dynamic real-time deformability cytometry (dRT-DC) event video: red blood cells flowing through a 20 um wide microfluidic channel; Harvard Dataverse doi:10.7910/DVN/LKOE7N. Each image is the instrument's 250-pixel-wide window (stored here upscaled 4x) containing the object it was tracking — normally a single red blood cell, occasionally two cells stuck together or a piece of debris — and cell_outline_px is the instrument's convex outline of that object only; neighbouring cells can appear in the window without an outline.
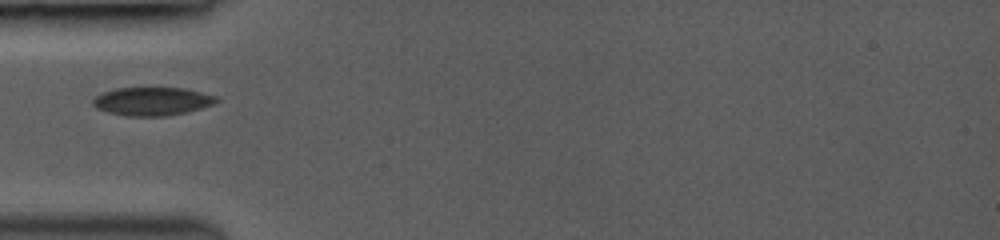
{"species": "common noctule bat (a hibernating species)", "species_latin": "Nyctalus noctula", "temperature_condition": "room temperature", "stored_images_in_passage": 29, "camera_frame_rate_fps": 3000, "um_per_image_px": 0.085, "animal": {"sex": "female", "body_mass_g": 19.0, "forearm_length_mm": 53.3}, "frame": {"image": 1, "passage_image": 1, "time_ms": 0.0, "image_size_px": [1000, 240], "cell_outline_px": [[220, 100], [216, 104], [188, 112], [168, 116], [124, 116], [108, 112], [96, 108], [92, 104], [92, 100], [96, 96], [104, 92], [116, 88], [184, 88], [216, 96]], "centroid_in_image_um": [12.96, 8.62], "position_along_channel_um": 72.0, "area_um2": 20.52}}
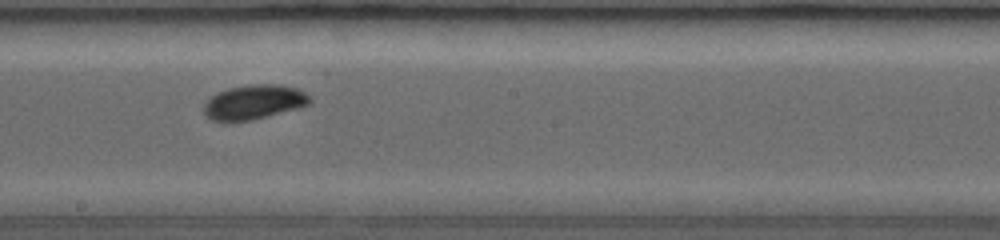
{"frame": {"image": 2, "passage_image": 11, "time_ms": 3.667, "image_size_px": [1000, 240], "cell_outline_px": [[312, 104], [300, 108], [252, 120], [232, 124], [224, 124], [212, 120], [204, 116], [204, 104], [216, 92], [228, 88], [252, 84], [280, 84], [296, 88], [304, 92], [312, 100]], "centroid_in_image_um": [21.56, 8.72], "position_along_channel_um": 226.6, "area_um2": 22.02}}
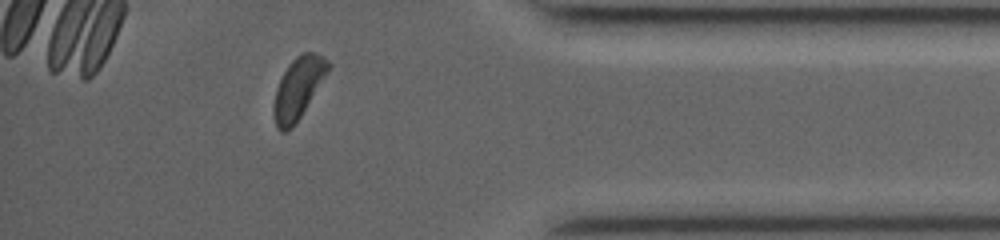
{"frame": {"image": 3, "passage_image": 26, "time_ms": 8.333, "image_size_px": [1000, 240], "cell_outline_px": [[332, 64], [328, 72], [300, 116], [292, 128], [284, 132], [280, 132], [276, 128], [272, 108], [276, 88], [288, 64], [296, 56], [304, 52], [316, 52], [324, 56]], "centroid_in_image_um": [25.34, 7.47], "position_along_channel_um": 409.9, "area_um2": 19.42}}